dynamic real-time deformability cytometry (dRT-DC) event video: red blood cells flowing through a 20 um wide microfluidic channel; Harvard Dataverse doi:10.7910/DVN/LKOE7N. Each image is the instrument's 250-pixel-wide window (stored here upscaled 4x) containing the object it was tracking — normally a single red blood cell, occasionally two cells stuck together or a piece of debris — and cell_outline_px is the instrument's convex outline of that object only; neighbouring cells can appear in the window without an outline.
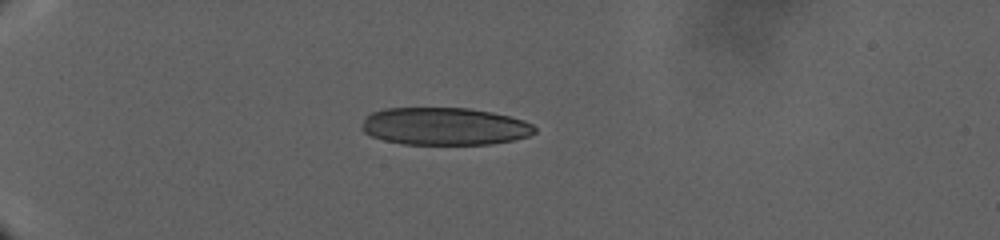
{"species": "human", "species_latin": "Homo sapiens", "temperature_condition": "warm", "stored_images_in_passage": 113, "camera_frame_rate_fps": 3000, "um_per_image_px": 0.085, "donor": {"sex": "male"}, "frame": {"image": 1, "passage_image": 1, "time_ms": 0.0, "image_size_px": [1000, 240], "cell_outline_px": [[536, 132], [528, 136], [512, 140], [488, 144], [404, 144], [384, 140], [372, 136], [364, 132], [360, 128], [364, 116], [372, 112], [384, 108], [468, 108], [492, 112], [524, 120], [532, 124], [536, 128]], "centroid_in_image_um": [37.75, 10.73], "position_along_channel_um": 47.2, "area_um2": 37.92}}
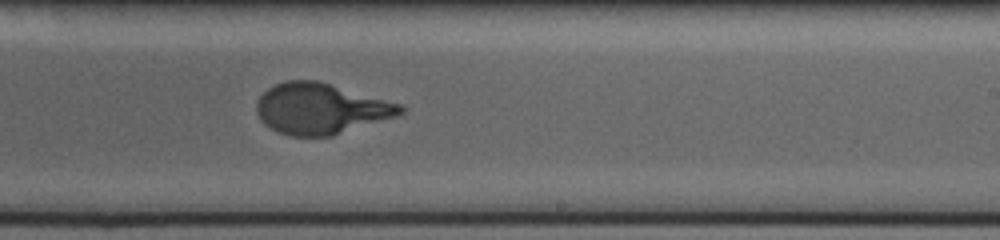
{"frame": {"image": 2, "passage_image": 68, "time_ms": 15.667, "image_size_px": [1000, 240], "cell_outline_px": [[404, 112], [396, 116], [332, 136], [288, 136], [276, 132], [264, 124], [260, 120], [256, 112], [256, 100], [268, 88], [284, 80], [316, 80], [404, 104]], "centroid_in_image_um": [27.24, 9.24], "position_along_channel_um": 261.8, "area_um2": 42.83}}
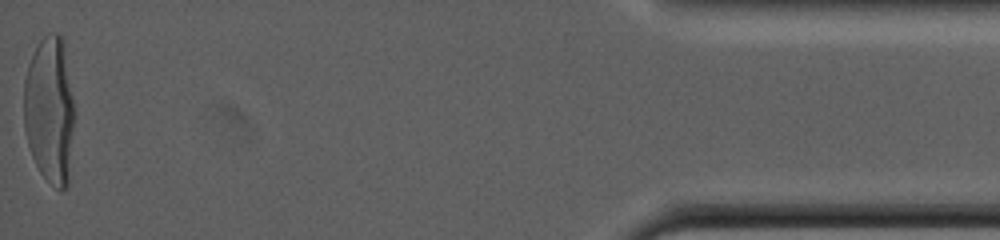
{"frame": {"image": 3, "passage_image": 113, "time_ms": 29.667, "image_size_px": [1000, 240], "cell_outline_px": [[72, 128], [68, 188], [60, 192], [40, 172], [32, 156], [28, 144], [24, 128], [24, 80], [28, 64], [40, 40], [48, 32], [60, 32], [64, 40], [72, 96]], "centroid_in_image_um": [4.2, 9.33], "position_along_channel_um": 431.0, "area_um2": 43.18}}